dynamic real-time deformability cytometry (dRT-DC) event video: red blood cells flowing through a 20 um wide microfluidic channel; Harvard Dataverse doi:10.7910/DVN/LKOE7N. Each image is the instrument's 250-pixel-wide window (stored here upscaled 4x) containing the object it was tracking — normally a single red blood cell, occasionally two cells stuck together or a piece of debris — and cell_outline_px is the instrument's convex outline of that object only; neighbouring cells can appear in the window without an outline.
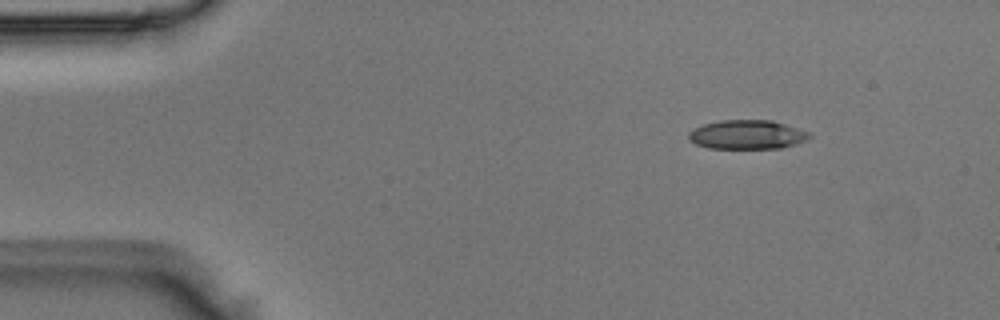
{"species": "Egyptian fruit bat (a non-hibernating species)", "species_latin": "Rousettus aegyptiacus", "temperature_condition": "room temperature", "stored_images_in_passage": 4, "camera_frame_rate_fps": 3000, "um_per_image_px": 0.085, "animal": {"sex": "male"}, "frame": {"image": 1, "passage_image": 2, "time_ms": 0.333, "image_size_px": [1000, 320], "cell_outline_px": [[812, 136], [808, 140], [796, 144], [780, 148], [708, 148], [696, 144], [688, 140], [688, 132], [692, 128], [704, 124], [720, 120], [772, 120], [812, 132]], "centroid_in_image_um": [63.52, 11.44], "position_along_channel_um": 21.5, "area_um2": 20.75}}
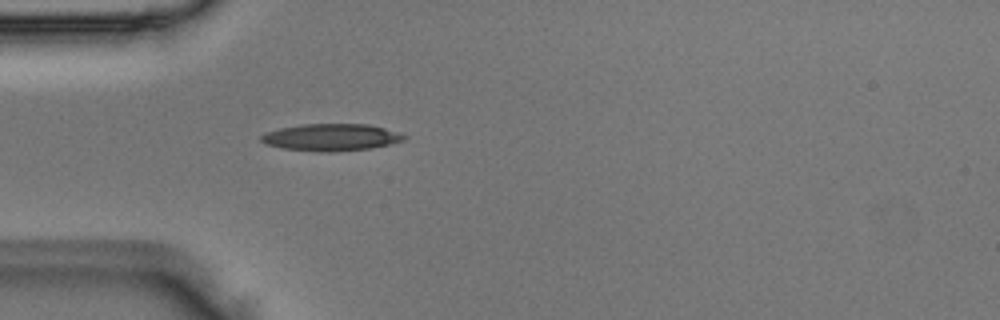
{"frame": {"image": 2, "passage_image": 4, "time_ms": 1.0, "image_size_px": [1000, 320], "cell_outline_px": [[408, 136], [404, 140], [388, 144], [368, 148], [332, 152], [316, 152], [280, 148], [264, 144], [260, 140], [260, 136], [268, 132], [280, 128], [300, 124], [368, 124], [400, 132]], "centroid_in_image_um": [28.12, 11.67], "position_along_channel_um": 56.9, "area_um2": 22.6}}